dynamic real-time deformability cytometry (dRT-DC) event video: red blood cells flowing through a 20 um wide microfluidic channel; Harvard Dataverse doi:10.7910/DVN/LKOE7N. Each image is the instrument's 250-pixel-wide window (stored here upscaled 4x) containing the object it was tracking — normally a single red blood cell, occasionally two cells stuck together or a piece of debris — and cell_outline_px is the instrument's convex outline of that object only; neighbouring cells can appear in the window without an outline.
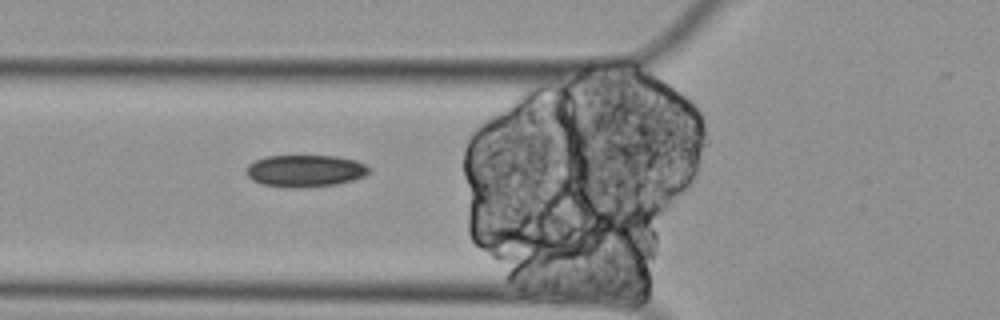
{"species": "Egyptian fruit bat (a non-hibernating species)", "species_latin": "Rousettus aegyptiacus", "temperature_condition": "cold", "stored_images_in_passage": 38, "camera_frame_rate_fps": 3000, "um_per_image_px": 0.085, "animal": {"sex": "female"}, "frame": {"image": 1, "passage_image": 2, "time_ms": 0.333, "image_size_px": [1000, 320], "cell_outline_px": [[372, 168], [364, 176], [352, 180], [336, 184], [296, 188], [292, 188], [260, 184], [252, 180], [244, 172], [244, 168], [248, 164], [264, 156], [336, 156], [356, 160]], "centroid_in_image_um": [25.89, 14.52], "position_along_channel_um": 99.9, "area_um2": 23.06}}
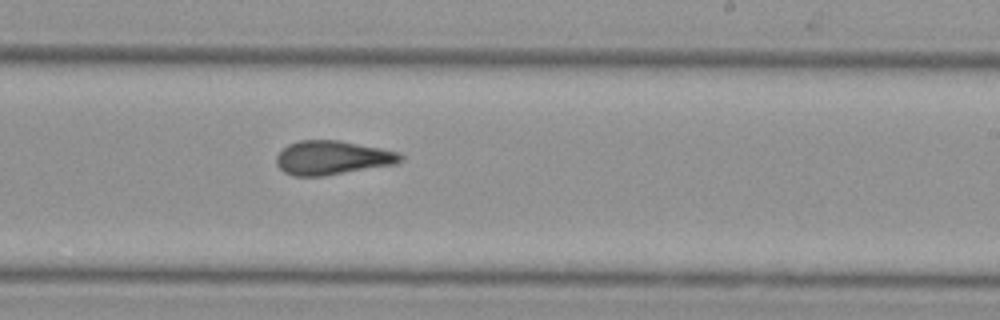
{"frame": {"image": 2, "passage_image": 17, "time_ms": 5.333, "image_size_px": [1000, 320], "cell_outline_px": [[404, 160], [396, 164], [324, 176], [292, 176], [284, 172], [276, 164], [276, 156], [288, 144], [300, 140], [340, 140], [400, 152], [404, 156]], "centroid_in_image_um": [28.27, 13.41], "position_along_channel_um": 260.7, "area_um2": 24.74}}
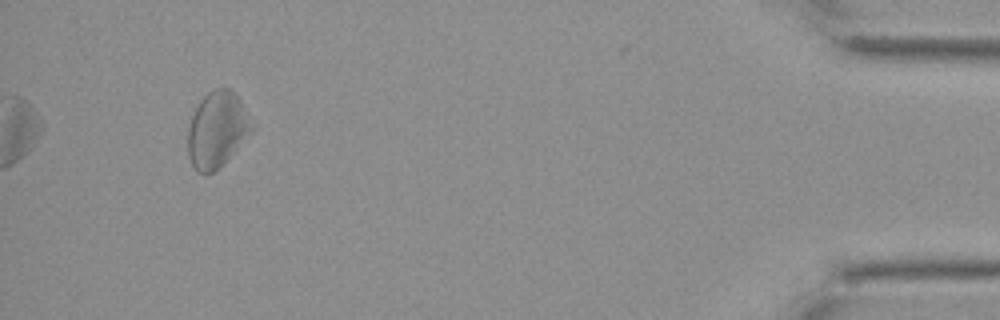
{"frame": {"image": 3, "passage_image": 38, "time_ms": 12.333, "image_size_px": [1000, 320], "cell_outline_px": [[256, 128], [208, 176], [204, 176], [196, 172], [188, 156], [188, 128], [192, 116], [200, 100], [212, 88], [228, 88], [236, 92], [256, 124]], "centroid_in_image_um": [18.47, 10.98], "position_along_channel_um": 416.7, "area_um2": 28.44}, "authors_computed_cell_mechanics": {"area_um2": 24.3049, "velocity_mm_per_s": 3.2138, "shape_relaxation_time_tau1_ms": null, "shape_relaxation_time_tau2_ms": 3.5146, "deformation_change_tau1": null, "deformation_change_tau2": 0.1274}}